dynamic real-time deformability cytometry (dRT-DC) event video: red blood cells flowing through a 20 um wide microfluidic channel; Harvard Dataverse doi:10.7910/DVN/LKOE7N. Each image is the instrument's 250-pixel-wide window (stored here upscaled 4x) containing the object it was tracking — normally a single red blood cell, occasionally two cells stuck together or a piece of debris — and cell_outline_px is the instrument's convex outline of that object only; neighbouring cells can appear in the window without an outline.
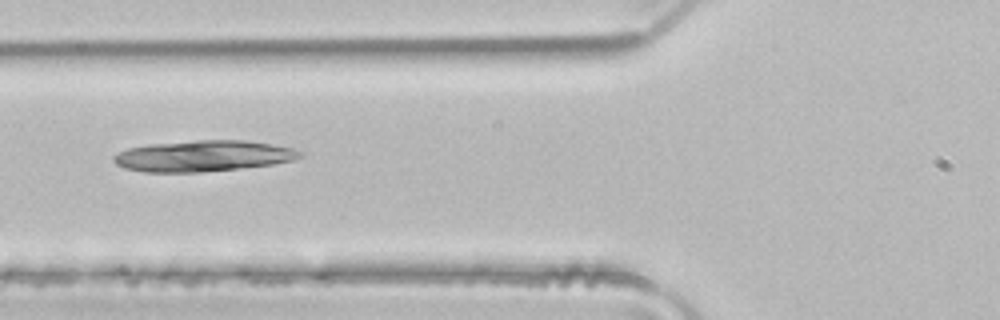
{"species": "common noctule bat (a hibernating species)", "species_latin": "Nyctalus noctula", "temperature_condition": "room temperature", "stored_images_in_passage": 5, "camera_frame_rate_fps": 3000, "um_per_image_px": 0.085, "animal": {"sex": "male", "body_mass_g": 21.5, "forearm_length_mm": 52.0}, "frame": {"image": 1, "passage_image": 5, "time_ms": 1.333, "image_size_px": [1000, 320], "cell_outline_px": [[304, 156], [292, 160], [272, 164], [200, 172], [144, 172], [124, 168], [116, 164], [112, 160], [112, 156], [128, 148], [148, 144], [200, 140], [244, 140], [272, 144], [292, 148], [304, 152]], "centroid_in_image_um": [17.25, 13.25], "position_along_channel_um": 108.5, "area_um2": 33.58}}